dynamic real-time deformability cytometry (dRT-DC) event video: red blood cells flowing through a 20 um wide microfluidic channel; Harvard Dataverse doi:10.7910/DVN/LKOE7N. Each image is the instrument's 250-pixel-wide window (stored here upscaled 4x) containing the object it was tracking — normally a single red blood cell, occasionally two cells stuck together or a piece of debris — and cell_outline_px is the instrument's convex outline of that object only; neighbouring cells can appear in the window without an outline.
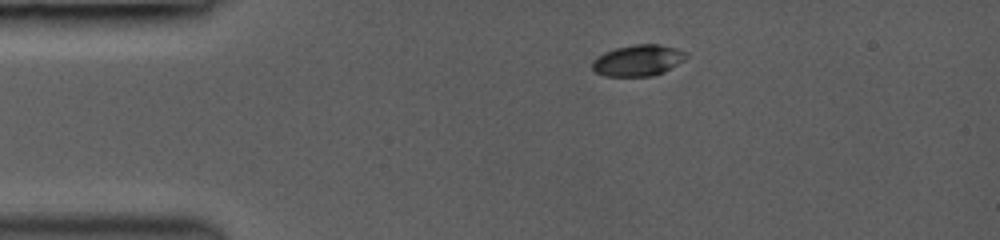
{"species": "common noctule bat (a hibernating species)", "species_latin": "Nyctalus noctula", "temperature_condition": "room temperature", "stored_images_in_passage": 24, "camera_frame_rate_fps": 3000, "um_per_image_px": 0.085, "animal": {"sex": "female", "body_mass_g": 19.0, "forearm_length_mm": 53.3}, "frame": {"image": 1, "passage_image": 1, "time_ms": 0.0, "image_size_px": [1000, 240], "cell_outline_px": [[688, 56], [684, 60], [664, 72], [652, 76], [604, 76], [596, 72], [592, 68], [592, 60], [596, 56], [604, 52], [616, 48], [636, 44], [660, 44], [676, 48], [688, 52]], "centroid_in_image_um": [54.24, 5.13], "position_along_channel_um": 30.8, "area_um2": 17.22}}
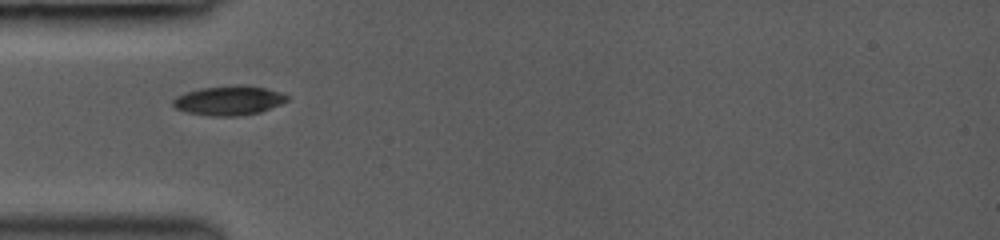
{"frame": {"image": 2, "passage_image": 16, "time_ms": 2.0, "image_size_px": [1000, 240], "cell_outline_px": [[288, 100], [280, 104], [260, 112], [240, 116], [208, 116], [184, 112], [176, 108], [172, 104], [172, 100], [176, 96], [184, 92], [200, 88], [236, 84], [244, 84], [264, 88], [280, 92], [288, 96]], "centroid_in_image_um": [19.41, 8.54], "position_along_channel_um": 65.6, "area_um2": 19.83}}